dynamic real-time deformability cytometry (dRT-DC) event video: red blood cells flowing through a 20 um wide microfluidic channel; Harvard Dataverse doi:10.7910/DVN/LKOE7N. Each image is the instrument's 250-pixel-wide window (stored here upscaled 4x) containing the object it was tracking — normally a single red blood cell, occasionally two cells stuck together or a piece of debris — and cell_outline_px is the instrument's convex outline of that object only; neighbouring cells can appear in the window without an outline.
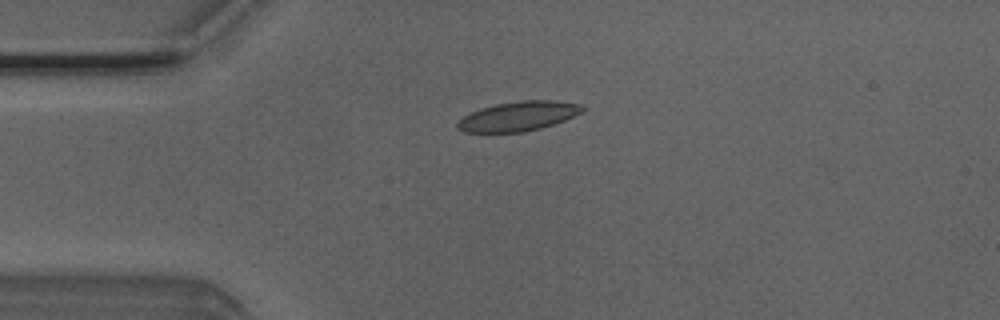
{"species": "Egyptian fruit bat (a non-hibernating species)", "species_latin": "Rousettus aegyptiacus", "temperature_condition": "room temperature", "stored_images_in_passage": 36, "camera_frame_rate_fps": 3000, "um_per_image_px": 0.085, "animal": {"sex": "male"}, "frame": {"image": 1, "passage_image": 2, "time_ms": 0.333, "image_size_px": [1000, 320], "cell_outline_px": [[588, 108], [584, 112], [564, 120], [540, 128], [524, 132], [464, 132], [456, 128], [456, 124], [464, 116], [480, 108], [496, 104], [520, 100], [556, 100], [580, 104]], "centroid_in_image_um": [44.1, 9.87], "position_along_channel_um": 40.9, "area_um2": 21.56}}
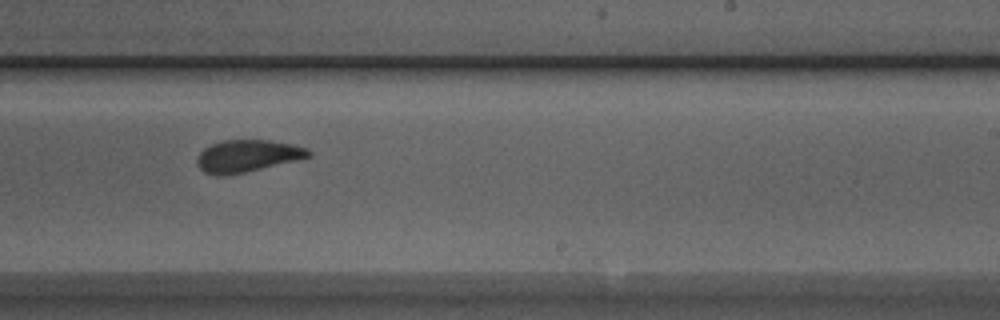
{"frame": {"image": 2, "passage_image": 21, "time_ms": 6.667, "image_size_px": [1000, 320], "cell_outline_px": [[312, 156], [296, 160], [228, 176], [216, 176], [204, 172], [196, 164], [196, 160], [200, 152], [204, 148], [212, 144], [224, 140], [268, 140], [292, 144], [308, 148], [312, 152]], "centroid_in_image_um": [21.01, 13.26], "position_along_channel_um": 268.0, "area_um2": 20.92}}
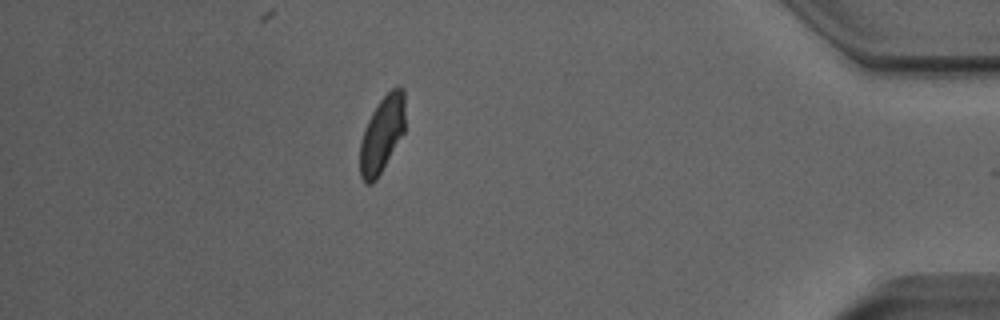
{"frame": {"image": 3, "passage_image": 35, "time_ms": 11.333, "image_size_px": [1000, 320], "cell_outline_px": [[404, 132], [376, 180], [372, 184], [364, 184], [360, 176], [360, 140], [364, 128], [372, 112], [380, 100], [392, 88], [404, 88]], "centroid_in_image_um": [32.44, 11.45], "position_along_channel_um": 402.8, "area_um2": 19.94}, "authors_computed_cell_mechanics": {"area_um2": 21.2126, "velocity_mm_per_s": 3.9454, "shape_relaxation_time_tau1_ms": 5.4716, "shape_relaxation_time_tau2_ms": 1.1309, "deformation_change_tau1": 0.1442, "deformation_change_tau2": 0.0817}}